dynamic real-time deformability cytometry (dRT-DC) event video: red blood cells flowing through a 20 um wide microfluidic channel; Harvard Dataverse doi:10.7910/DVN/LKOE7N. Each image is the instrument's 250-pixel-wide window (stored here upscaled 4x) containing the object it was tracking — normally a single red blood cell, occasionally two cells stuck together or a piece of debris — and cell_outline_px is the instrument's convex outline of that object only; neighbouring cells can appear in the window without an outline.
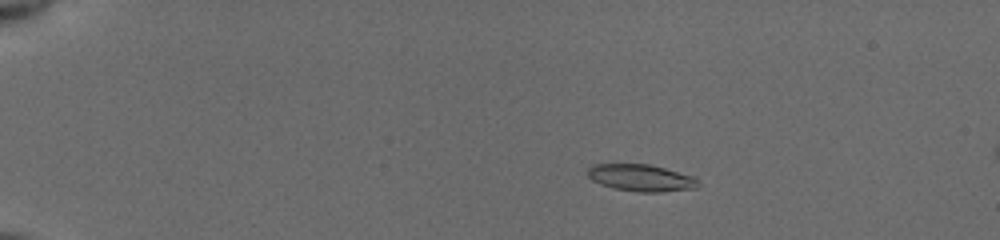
{"species": "common noctule bat (a hibernating species)", "species_latin": "Nyctalus noctula", "temperature_condition": "cold", "stored_images_in_passage": 21, "camera_frame_rate_fps": 3000, "um_per_image_px": 0.085, "animal": {"sex": "female", "body_mass_g": 19.5, "forearm_length_mm": 54.1}, "frame": {"image": 1, "passage_image": 12, "time_ms": 3.667, "image_size_px": [1000, 240], "cell_outline_px": [[700, 180], [696, 188], [660, 192], [640, 192], [612, 188], [600, 184], [592, 180], [588, 176], [588, 168], [592, 164], [648, 164], [664, 168], [692, 176]], "centroid_in_image_um": [54.47, 15.12], "position_along_channel_um": 30.5, "area_um2": 17.28}}